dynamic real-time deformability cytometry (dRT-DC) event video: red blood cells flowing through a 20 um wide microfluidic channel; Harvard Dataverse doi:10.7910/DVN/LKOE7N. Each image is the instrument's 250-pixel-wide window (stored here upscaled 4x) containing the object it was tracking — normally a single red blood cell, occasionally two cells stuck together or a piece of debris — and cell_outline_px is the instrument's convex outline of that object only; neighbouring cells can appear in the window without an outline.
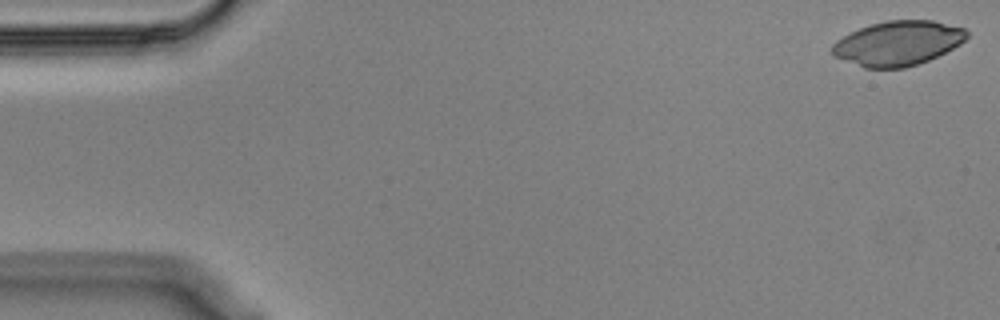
{"species": "Egyptian fruit bat (a non-hibernating species)", "species_latin": "Rousettus aegyptiacus", "temperature_condition": "cold", "stored_images_in_passage": 55, "camera_frame_rate_fps": 3000, "um_per_image_px": 0.085, "animal": {"sex": "male"}, "frame": {"image": 1, "passage_image": 1, "time_ms": 0.0, "image_size_px": [1000, 320], "cell_outline_px": [[968, 36], [960, 44], [928, 60], [904, 68], [864, 68], [832, 56], [832, 44], [836, 40], [860, 28], [884, 20], [932, 20], [964, 28], [968, 32]], "centroid_in_image_um": [76.29, 3.67], "position_along_channel_um": 8.7, "area_um2": 34.8}}